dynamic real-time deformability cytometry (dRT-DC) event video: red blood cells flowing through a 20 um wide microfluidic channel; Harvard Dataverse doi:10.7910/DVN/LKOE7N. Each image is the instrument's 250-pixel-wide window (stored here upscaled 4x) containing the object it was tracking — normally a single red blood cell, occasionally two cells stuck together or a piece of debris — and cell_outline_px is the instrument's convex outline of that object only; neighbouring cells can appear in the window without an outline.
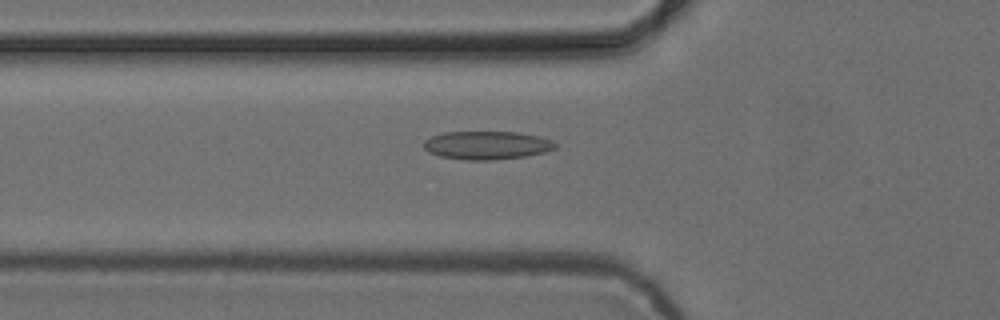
{"species": "common noctule bat (a hibernating species)", "species_latin": "Nyctalus noctula", "temperature_condition": "cold", "stored_images_in_passage": 50, "camera_frame_rate_fps": 3000, "um_per_image_px": 0.085, "animal": {"sex": "female", "body_mass_g": 24.6, "forearm_length_mm": 56.2}, "frame": {"image": 1, "passage_image": 16, "time_ms": 5.0, "image_size_px": [1000, 320], "cell_outline_px": [[556, 148], [544, 152], [524, 156], [492, 160], [464, 160], [440, 156], [428, 152], [424, 148], [424, 140], [432, 136], [444, 132], [520, 132], [552, 140], [556, 144]], "centroid_in_image_um": [41.36, 12.34], "position_along_channel_um": 84.4, "area_um2": 21.62}}
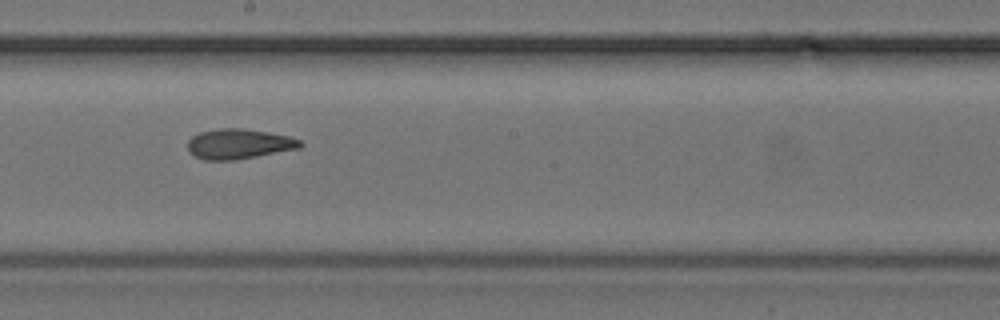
{"frame": {"image": 2, "passage_image": 27, "time_ms": 8.667, "image_size_px": [1000, 320], "cell_outline_px": [[304, 144], [300, 148], [236, 160], [204, 160], [188, 152], [188, 140], [192, 136], [200, 132], [216, 128], [244, 128], [268, 132], [288, 136], [300, 140]], "centroid_in_image_um": [20.29, 12.23], "position_along_channel_um": 227.9, "area_um2": 19.83}}
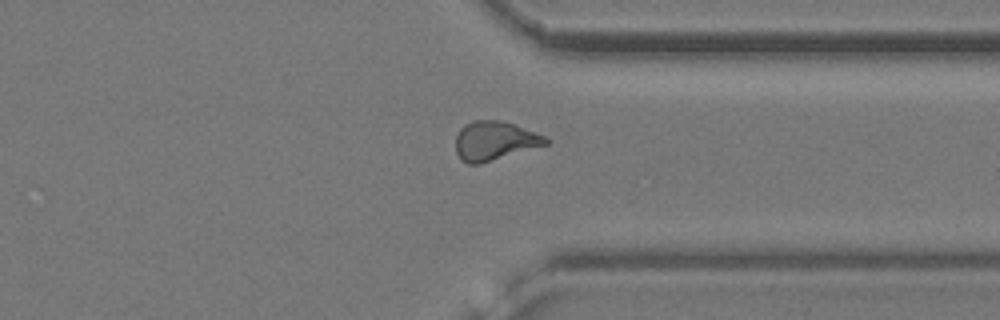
{"frame": {"image": 3, "passage_image": 38, "time_ms": 12.333, "image_size_px": [1000, 320], "cell_outline_px": [[552, 140], [548, 144], [480, 164], [468, 164], [460, 160], [456, 152], [456, 136], [460, 128], [464, 124], [472, 120], [496, 120], [512, 124], [544, 136]], "centroid_in_image_um": [42.01, 11.98], "position_along_channel_um": 369.4, "area_um2": 20.4}, "authors_computed_cell_mechanics": {"area_um2": 20.0277, "velocity_mm_per_s": 3.8837, "shape_relaxation_time_tau1_ms": 7.277, "shape_relaxation_time_tau2_ms": 3.5837, "deformation_change_tau1": 0.1469, "deformation_change_tau2": 0.1015}}